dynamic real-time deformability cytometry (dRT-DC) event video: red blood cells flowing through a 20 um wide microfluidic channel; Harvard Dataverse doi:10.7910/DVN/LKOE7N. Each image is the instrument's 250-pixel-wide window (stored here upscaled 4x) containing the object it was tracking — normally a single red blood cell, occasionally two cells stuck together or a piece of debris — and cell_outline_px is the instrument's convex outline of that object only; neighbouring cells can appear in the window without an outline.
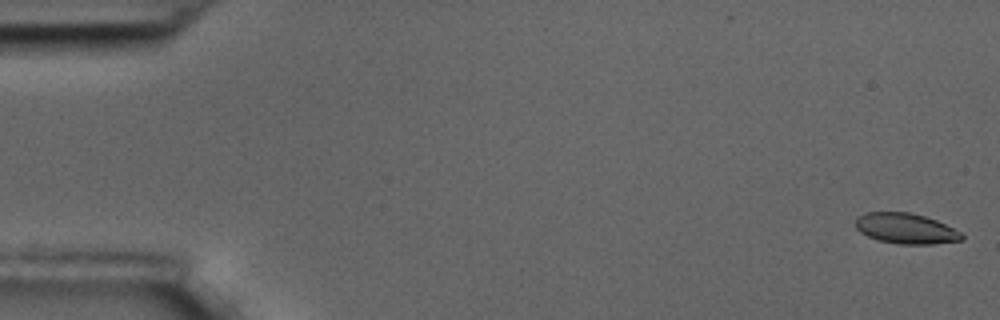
{"species": "common noctule bat (a hibernating species)", "species_latin": "Nyctalus noctula", "temperature_condition": "room temperature", "stored_images_in_passage": 59, "camera_frame_rate_fps": 3000, "um_per_image_px": 0.085, "animal": {"sex": "male", "body_mass_g": 17.5, "forearm_length_mm": 52.3}, "frame": {"image": 1, "passage_image": 2, "time_ms": 0.333, "image_size_px": [1000, 320], "cell_outline_px": [[964, 240], [932, 244], [900, 244], [880, 240], [868, 236], [860, 232], [856, 228], [856, 216], [868, 212], [908, 212], [924, 216], [936, 220], [960, 232], [964, 236]], "centroid_in_image_um": [76.99, 19.42], "position_along_channel_um": 8.0, "area_um2": 18.73}}
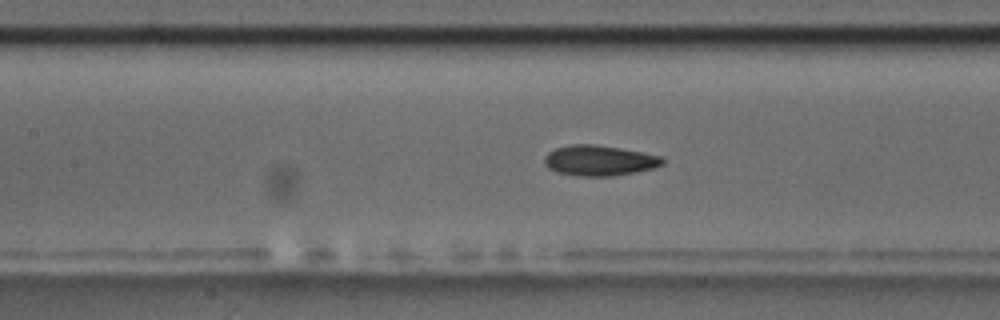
{"frame": {"image": 2, "passage_image": 27, "time_ms": 8.667, "image_size_px": [1000, 320], "cell_outline_px": [[664, 164], [652, 168], [636, 172], [612, 176], [576, 176], [556, 172], [548, 168], [544, 164], [544, 156], [548, 152], [556, 148], [572, 144], [596, 144], [620, 148], [660, 156], [664, 160]], "centroid_in_image_um": [50.9, 13.65], "position_along_channel_um": 156.5, "area_um2": 20.98}}
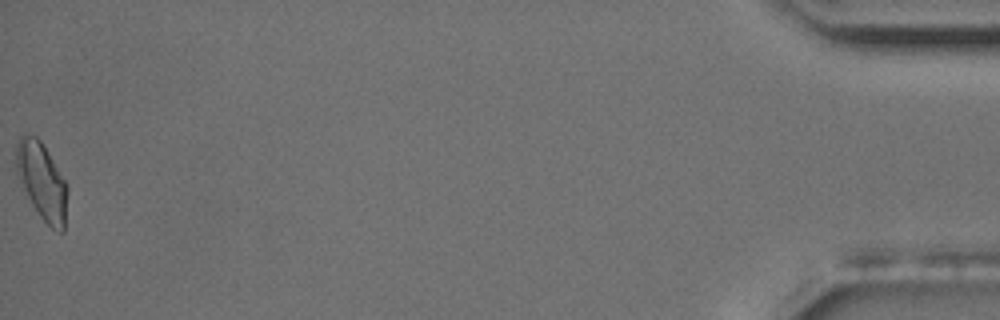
{"frame": {"image": 3, "passage_image": 59, "time_ms": 19.333, "image_size_px": [1000, 320], "cell_outline_px": [[68, 188], [64, 232], [60, 232], [52, 228], [40, 216], [32, 204], [16, 172], [16, 144], [20, 136], [24, 132], [28, 132], [36, 136], [40, 140], [64, 180]], "centroid_in_image_um": [3.55, 15.37], "position_along_channel_um": 431.6, "area_um2": 22.66}, "authors_computed_cell_mechanics": {"area_um2": 20.3456, "velocity_mm_per_s": 3.505, "shape_relaxation_time_tau1_ms": 4.4558, "shape_relaxation_time_tau2_ms": 2.6269, "deformation_change_tau1": 0.1141, "deformation_change_tau2": 0.0787}}